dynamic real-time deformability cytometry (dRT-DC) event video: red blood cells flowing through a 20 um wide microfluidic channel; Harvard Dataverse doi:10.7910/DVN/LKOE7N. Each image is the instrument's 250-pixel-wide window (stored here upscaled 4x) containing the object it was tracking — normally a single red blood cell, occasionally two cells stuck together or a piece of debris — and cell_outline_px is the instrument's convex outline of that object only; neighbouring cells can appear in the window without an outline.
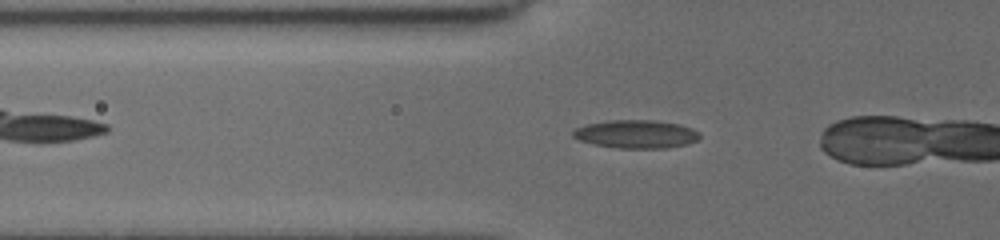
{"species": "common noctule bat (a hibernating species)", "species_latin": "Nyctalus noctula", "temperature_condition": "cold", "stored_images_in_passage": 38, "camera_frame_rate_fps": 3000, "um_per_image_px": 0.085, "animal": {"sex": "female", "body_mass_g": 19.5, "forearm_length_mm": 54.1}, "frame": {"image": 1, "passage_image": 12, "time_ms": 3.667, "image_size_px": [1000, 240], "cell_outline_px": [[700, 136], [696, 140], [684, 144], [664, 148], [620, 148], [592, 144], [580, 140], [572, 136], [572, 132], [576, 128], [584, 124], [608, 120], [652, 120], [676, 124], [692, 128], [700, 132]], "centroid_in_image_um": [54.02, 11.39], "position_along_channel_um": 71.8, "area_um2": 20.69}}
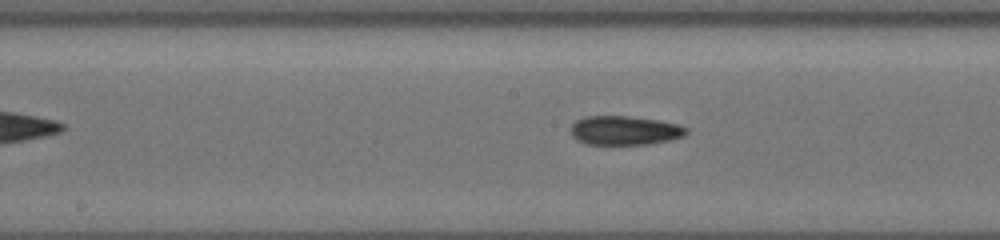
{"frame": {"image": 2, "passage_image": 22, "time_ms": 7.0, "image_size_px": [1000, 240], "cell_outline_px": [[688, 132], [684, 136], [668, 140], [648, 144], [588, 144], [576, 140], [572, 136], [572, 124], [576, 120], [584, 116], [628, 116], [656, 120], [676, 124], [688, 128]], "centroid_in_image_um": [53.08, 11.08], "position_along_channel_um": 195.1, "area_um2": 19.42}}
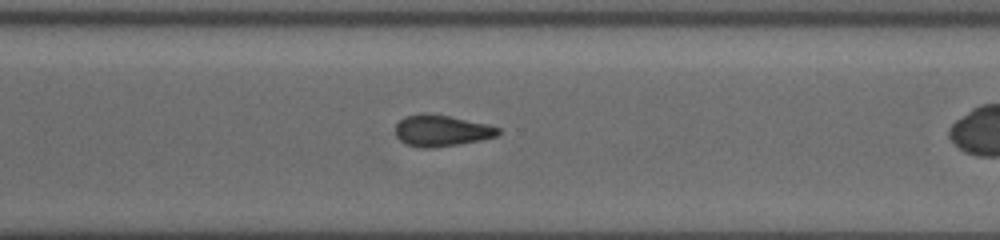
{"frame": {"image": 3, "passage_image": 33, "time_ms": 10.667, "image_size_px": [1000, 240], "cell_outline_px": [[500, 132], [496, 136], [480, 140], [432, 148], [420, 148], [408, 144], [400, 140], [396, 136], [396, 124], [404, 116], [420, 112], [428, 112], [488, 124], [500, 128]], "centroid_in_image_um": [37.49, 11.08], "position_along_channel_um": 333.1, "area_um2": 18.79}}